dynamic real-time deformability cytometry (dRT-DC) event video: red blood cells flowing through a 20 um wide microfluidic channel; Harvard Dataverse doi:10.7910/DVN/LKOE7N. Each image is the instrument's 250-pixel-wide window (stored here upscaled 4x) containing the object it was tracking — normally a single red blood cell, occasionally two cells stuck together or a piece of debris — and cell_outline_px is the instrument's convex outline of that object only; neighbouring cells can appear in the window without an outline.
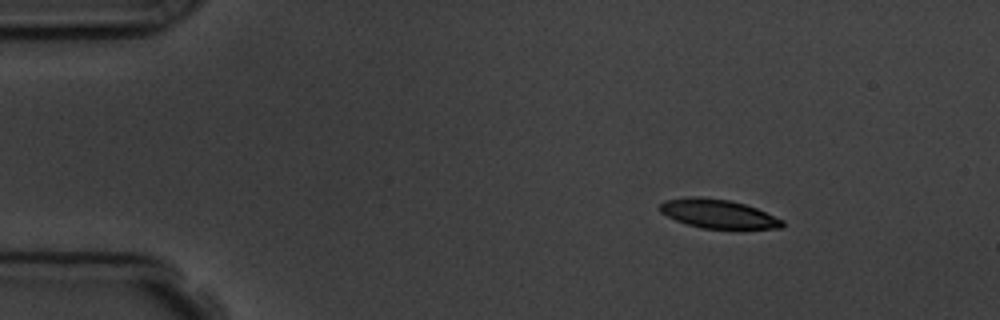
{"species": "common noctule bat (a hibernating species)", "species_latin": "Nyctalus noctula", "temperature_condition": "room temperature", "stored_images_in_passage": 5, "camera_frame_rate_fps": 3000, "um_per_image_px": 0.085, "animal": {"sex": "male", "body_mass_g": 19.5, "forearm_length_mm": 54.6}, "frame": {"image": 1, "passage_image": 1, "time_ms": 0.0, "image_size_px": [1000, 320], "cell_outline_px": [[784, 224], [780, 228], [700, 228], [676, 220], [660, 212], [656, 208], [664, 200], [692, 196], [700, 196], [728, 200], [744, 204], [756, 208], [784, 220]], "centroid_in_image_um": [60.99, 18.16], "position_along_channel_um": 24.0, "area_um2": 20.46}}
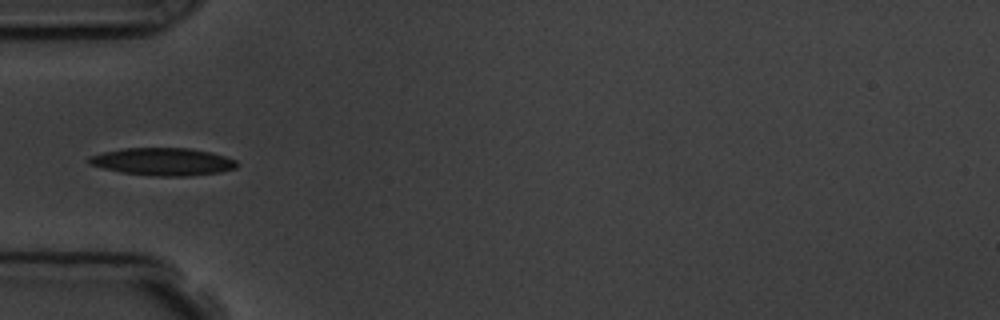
{"frame": {"image": 2, "passage_image": 3, "time_ms": 3.333, "image_size_px": [1000, 320], "cell_outline_px": [[240, 164], [236, 168], [220, 172], [188, 176], [156, 176], [120, 172], [88, 164], [88, 156], [104, 152], [124, 148], [188, 148], [212, 152], [236, 160]], "centroid_in_image_um": [13.86, 13.74], "position_along_channel_um": 71.1, "area_um2": 23.81}}